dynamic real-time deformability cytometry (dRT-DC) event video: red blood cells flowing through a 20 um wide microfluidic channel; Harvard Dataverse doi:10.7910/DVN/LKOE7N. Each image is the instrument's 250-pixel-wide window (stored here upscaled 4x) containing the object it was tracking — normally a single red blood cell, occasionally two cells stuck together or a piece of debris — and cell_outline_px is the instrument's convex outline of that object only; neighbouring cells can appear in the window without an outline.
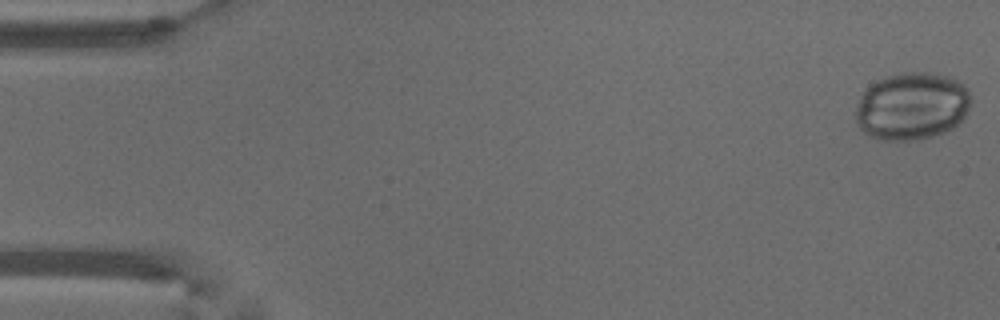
{"species": "common noctule bat (a hibernating species)", "species_latin": "Nyctalus noctula", "temperature_condition": "warm", "stored_images_in_passage": 53, "camera_frame_rate_fps": 3000, "um_per_image_px": 0.085, "animal": {"sex": "male", "body_mass_g": 18.8}, "frame": {"image": 1, "passage_image": 1, "time_ms": 0.0, "image_size_px": [1000, 320], "cell_outline_px": [[968, 108], [960, 124], [944, 132], [932, 136], [916, 140], [880, 140], [864, 132], [860, 128], [856, 120], [856, 108], [860, 96], [872, 84], [888, 76], [900, 72], [932, 72], [948, 76], [964, 84], [968, 88]], "centroid_in_image_um": [77.51, 9.02], "position_along_channel_um": 7.5, "area_um2": 45.2}}
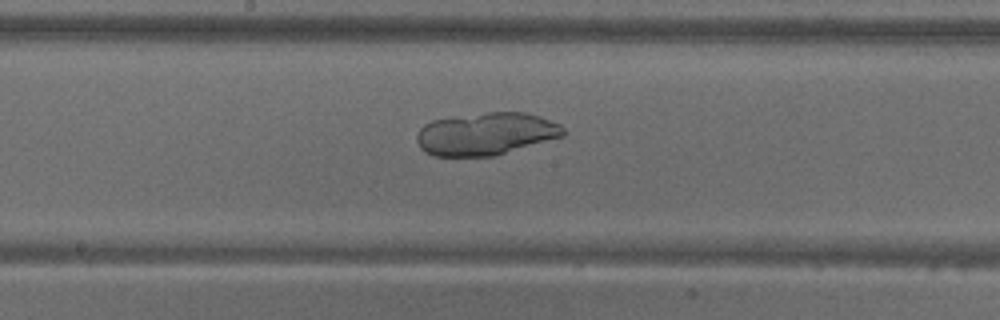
{"frame": {"image": 2, "passage_image": 28, "time_ms": 9.0, "image_size_px": [1000, 320], "cell_outline_px": [[564, 136], [492, 156], [436, 156], [424, 152], [420, 148], [416, 140], [416, 136], [420, 128], [424, 124], [432, 120], [488, 112], [524, 112], [540, 116], [560, 124], [564, 128]], "centroid_in_image_um": [41.29, 11.37], "position_along_channel_um": 206.9, "area_um2": 36.18}}
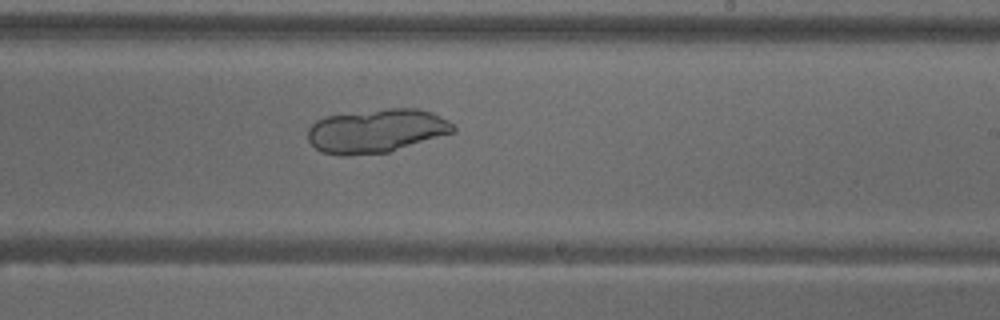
{"frame": {"image": 3, "passage_image": 32, "time_ms": 10.333, "image_size_px": [1000, 320], "cell_outline_px": [[456, 132], [388, 152], [348, 156], [340, 156], [320, 152], [308, 140], [308, 128], [316, 120], [324, 116], [384, 108], [420, 108], [432, 112], [448, 120], [456, 128]], "centroid_in_image_um": [31.99, 11.12], "position_along_channel_um": 257.0, "area_um2": 37.45}}